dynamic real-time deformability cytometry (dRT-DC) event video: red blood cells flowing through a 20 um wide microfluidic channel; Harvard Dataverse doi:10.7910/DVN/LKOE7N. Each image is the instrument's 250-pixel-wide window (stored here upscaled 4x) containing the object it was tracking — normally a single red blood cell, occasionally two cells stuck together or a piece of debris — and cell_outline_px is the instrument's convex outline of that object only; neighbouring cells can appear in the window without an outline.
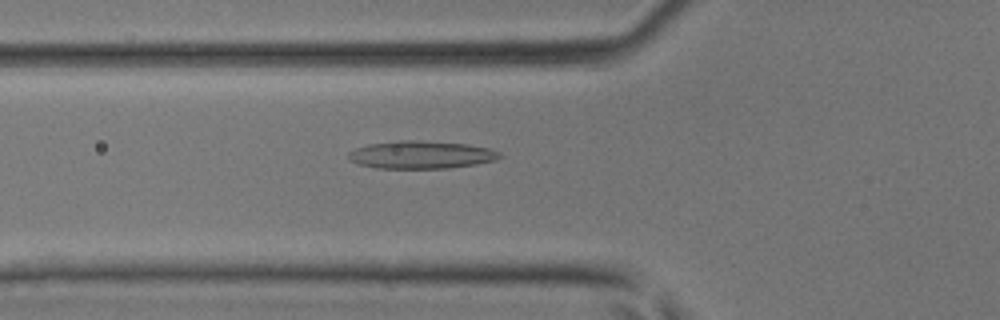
{"species": "common noctule bat (a hibernating species)", "species_latin": "Nyctalus noctula", "temperature_condition": "room temperature", "stored_images_in_passage": 42, "camera_frame_rate_fps": 3000, "um_per_image_px": 0.085, "animal": {"sex": "male", "body_mass_g": 17.9, "forearm_length_mm": 54.2}, "frame": {"image": 1, "passage_image": 14, "time_ms": 4.333, "image_size_px": [1000, 320], "cell_outline_px": [[504, 156], [496, 160], [476, 164], [448, 168], [376, 168], [356, 164], [348, 160], [348, 152], [356, 148], [368, 144], [400, 140], [420, 140], [468, 144], [488, 148], [500, 152]], "centroid_in_image_um": [35.78, 13.15], "position_along_channel_um": 90.0, "area_um2": 24.68}}
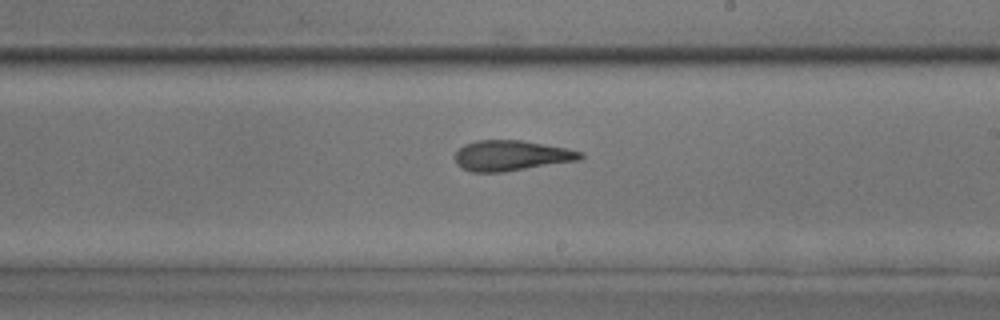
{"frame": {"image": 2, "passage_image": 24, "time_ms": 7.667, "image_size_px": [1000, 320], "cell_outline_px": [[584, 156], [580, 160], [504, 172], [472, 172], [460, 168], [456, 164], [456, 152], [464, 144], [476, 140], [520, 140], [564, 148], [584, 152]], "centroid_in_image_um": [43.44, 13.23], "position_along_channel_um": 245.6, "area_um2": 22.2}}
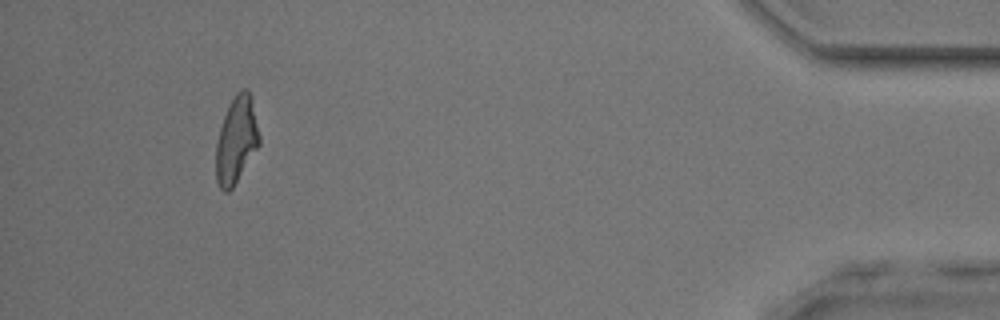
{"frame": {"image": 3, "passage_image": 39, "time_ms": 12.667, "image_size_px": [1000, 320], "cell_outline_px": [[260, 144], [232, 188], [228, 192], [224, 192], [220, 188], [216, 180], [216, 144], [220, 128], [224, 116], [236, 92], [240, 88], [248, 88], [252, 100], [260, 136]], "centroid_in_image_um": [20.09, 11.89], "position_along_channel_um": 415.1, "area_um2": 21.73}}